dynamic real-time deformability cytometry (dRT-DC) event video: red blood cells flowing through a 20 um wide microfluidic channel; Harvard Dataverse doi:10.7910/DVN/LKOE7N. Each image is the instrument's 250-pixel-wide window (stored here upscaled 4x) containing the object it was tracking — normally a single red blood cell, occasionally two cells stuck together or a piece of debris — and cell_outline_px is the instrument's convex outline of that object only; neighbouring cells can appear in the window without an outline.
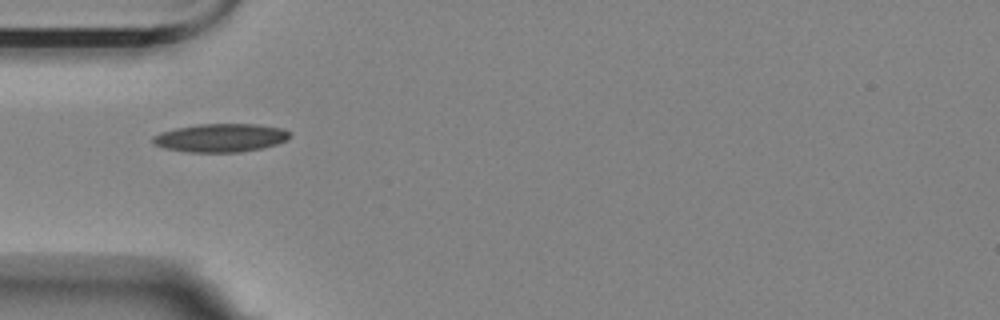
{"species": "Egyptian fruit bat (a non-hibernating species)", "species_latin": "Rousettus aegyptiacus", "temperature_condition": "room temperature", "stored_images_in_passage": 2, "camera_frame_rate_fps": 3000, "um_per_image_px": 0.085, "animal": {"sex": "female"}, "frame": {"image": 1, "passage_image": 1, "time_ms": 0.0, "image_size_px": [1000, 320], "cell_outline_px": [[292, 136], [288, 140], [264, 148], [240, 152], [188, 152], [164, 148], [156, 144], [152, 140], [152, 136], [160, 132], [176, 128], [200, 124], [256, 124], [284, 128], [292, 132]], "centroid_in_image_um": [18.82, 11.71], "position_along_channel_um": 66.2, "area_um2": 22.83}}
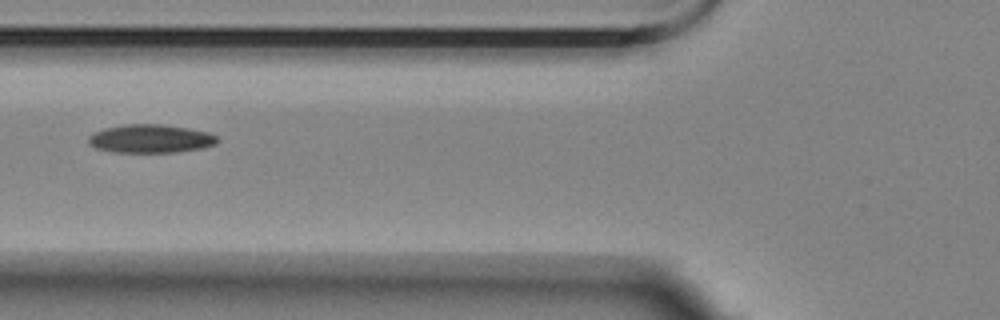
{"frame": {"image": 2, "passage_image": 2, "time_ms": 1.333, "image_size_px": [1000, 320], "cell_outline_px": [[220, 140], [216, 144], [200, 148], [176, 152], [112, 152], [96, 148], [88, 144], [88, 136], [92, 132], [104, 128], [124, 124], [160, 124], [188, 128], [208, 132], [216, 136]], "centroid_in_image_um": [12.76, 11.78], "position_along_channel_um": 113.0, "area_um2": 21.44}}